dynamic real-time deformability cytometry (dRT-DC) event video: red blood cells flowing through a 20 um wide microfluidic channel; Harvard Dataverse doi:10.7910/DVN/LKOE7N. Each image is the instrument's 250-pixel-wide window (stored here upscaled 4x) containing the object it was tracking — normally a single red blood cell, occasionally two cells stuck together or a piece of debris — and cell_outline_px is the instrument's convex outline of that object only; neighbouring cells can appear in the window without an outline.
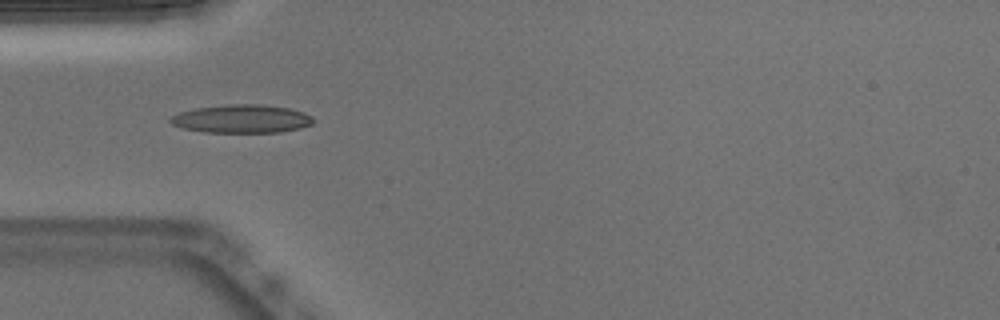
{"species": "Egyptian fruit bat (a non-hibernating species)", "species_latin": "Rousettus aegyptiacus", "temperature_condition": "warm", "stored_images_in_passage": 37, "camera_frame_rate_fps": 3000, "um_per_image_px": 0.085, "animal": {"sex": "male"}, "frame": {"image": 1, "passage_image": 1, "time_ms": 0.0, "image_size_px": [1000, 320], "cell_outline_px": [[312, 124], [300, 128], [280, 132], [204, 132], [180, 128], [172, 124], [168, 120], [172, 116], [180, 112], [196, 108], [228, 104], [260, 104], [288, 108], [304, 112], [312, 116]], "centroid_in_image_um": [20.52, 10.1], "position_along_channel_um": 64.5, "area_um2": 23.52}}
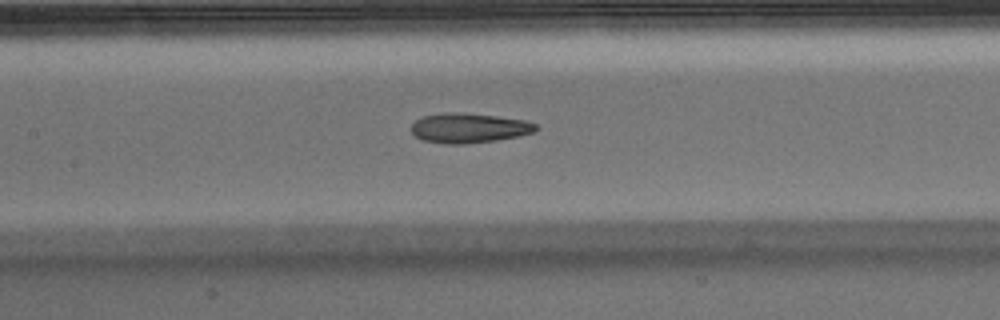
{"frame": {"image": 2, "passage_image": 9, "time_ms": 2.667, "image_size_px": [1000, 320], "cell_outline_px": [[540, 128], [532, 132], [520, 136], [496, 140], [464, 144], [444, 144], [424, 140], [416, 136], [412, 132], [412, 124], [416, 120], [424, 116], [444, 112], [456, 112], [496, 116], [524, 120], [536, 124]], "centroid_in_image_um": [39.87, 10.88], "position_along_channel_um": 167.5, "area_um2": 21.5}}
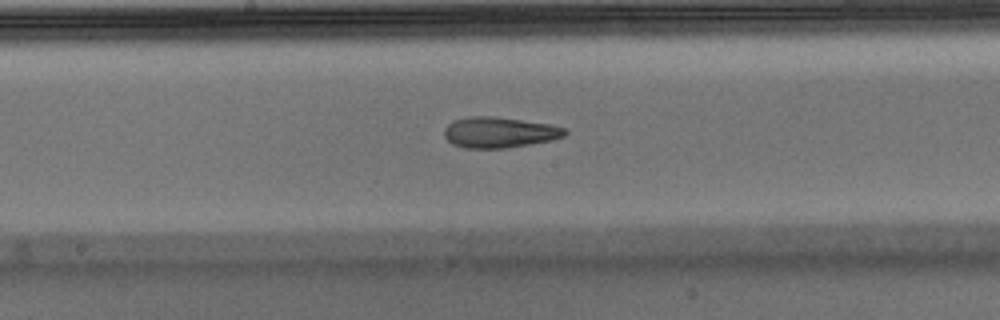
{"frame": {"image": 3, "passage_image": 12, "time_ms": 3.667, "image_size_px": [1000, 320], "cell_outline_px": [[568, 132], [564, 136], [552, 140], [504, 148], [464, 148], [452, 144], [444, 136], [444, 128], [452, 120], [468, 116], [492, 116], [548, 124], [564, 128]], "centroid_in_image_um": [42.39, 11.25], "position_along_channel_um": 205.8, "area_um2": 21.5}, "authors_computed_cell_mechanics": {"area_um2": 22.0796, "velocity_mm_per_s": 3.8298, "shape_relaxation_time_tau1_ms": null, "shape_relaxation_time_tau2_ms": 2.808, "deformation_change_tau1": null, "deformation_change_tau2": 0.1228}}